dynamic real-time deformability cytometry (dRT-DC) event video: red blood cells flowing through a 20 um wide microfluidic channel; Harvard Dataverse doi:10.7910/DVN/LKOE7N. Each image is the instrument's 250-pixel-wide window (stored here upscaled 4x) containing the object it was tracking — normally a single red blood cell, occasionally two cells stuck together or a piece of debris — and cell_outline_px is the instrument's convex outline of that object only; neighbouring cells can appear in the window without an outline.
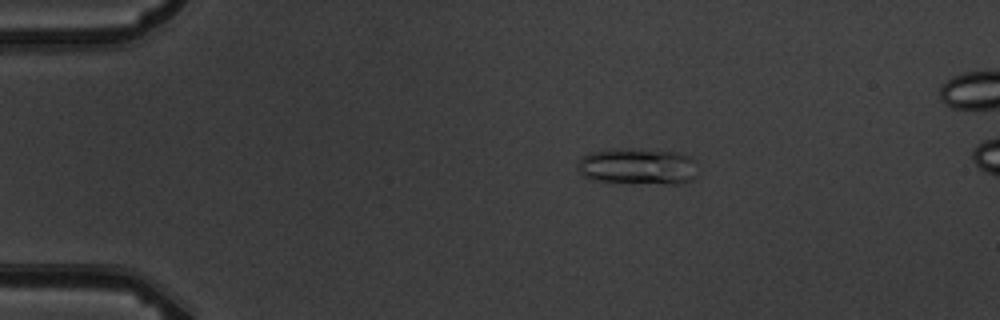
{"species": "common noctule bat (a hibernating species)", "species_latin": "Nyctalus noctula", "temperature_condition": "warm", "stored_images_in_passage": 3, "camera_frame_rate_fps": 3000, "um_per_image_px": 0.085, "animal": {"sex": "male", "body_mass_g": 19.5, "forearm_length_mm": 54.6}, "frame": {"image": 1, "passage_image": 1, "time_ms": 0.0, "image_size_px": [1000, 320], "cell_outline_px": [[696, 176], [692, 180], [684, 184], [668, 184], [592, 180], [584, 176], [580, 172], [576, 164], [580, 156], [588, 152], [628, 148], [676, 152], [692, 156], [696, 160]], "centroid_in_image_um": [54.24, 14.14], "position_along_channel_um": 30.8, "area_um2": 25.78}}